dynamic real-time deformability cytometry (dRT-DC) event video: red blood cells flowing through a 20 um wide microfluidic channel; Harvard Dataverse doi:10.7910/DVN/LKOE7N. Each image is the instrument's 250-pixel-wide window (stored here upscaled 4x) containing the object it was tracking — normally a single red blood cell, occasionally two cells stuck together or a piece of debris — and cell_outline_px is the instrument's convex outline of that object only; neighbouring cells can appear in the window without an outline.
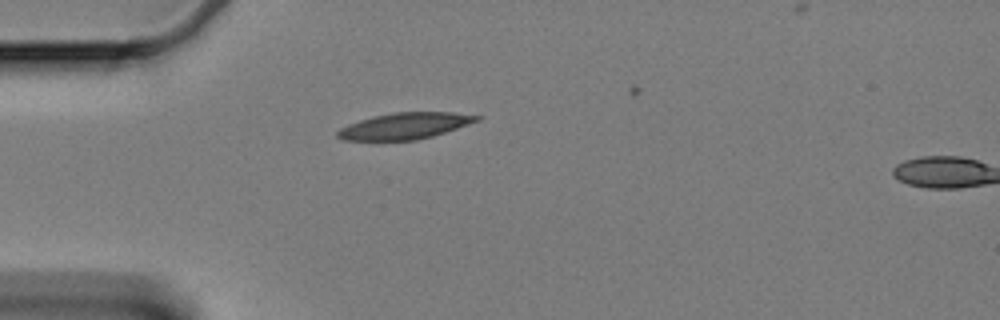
{"species": "Egyptian fruit bat (a non-hibernating species)", "species_latin": "Rousettus aegyptiacus", "temperature_condition": "cold", "stored_images_in_passage": 2, "camera_frame_rate_fps": 3000, "um_per_image_px": 0.085, "animal": {"sex": "female"}, "frame": {"image": 1, "passage_image": 1, "time_ms": 0.0, "image_size_px": [1000, 320], "cell_outline_px": [[484, 116], [480, 120], [432, 136], [416, 140], [344, 140], [336, 136], [336, 132], [340, 128], [348, 124], [372, 116], [392, 112], [452, 112]], "centroid_in_image_um": [34.4, 10.69], "position_along_channel_um": 50.6, "area_um2": 21.33}}